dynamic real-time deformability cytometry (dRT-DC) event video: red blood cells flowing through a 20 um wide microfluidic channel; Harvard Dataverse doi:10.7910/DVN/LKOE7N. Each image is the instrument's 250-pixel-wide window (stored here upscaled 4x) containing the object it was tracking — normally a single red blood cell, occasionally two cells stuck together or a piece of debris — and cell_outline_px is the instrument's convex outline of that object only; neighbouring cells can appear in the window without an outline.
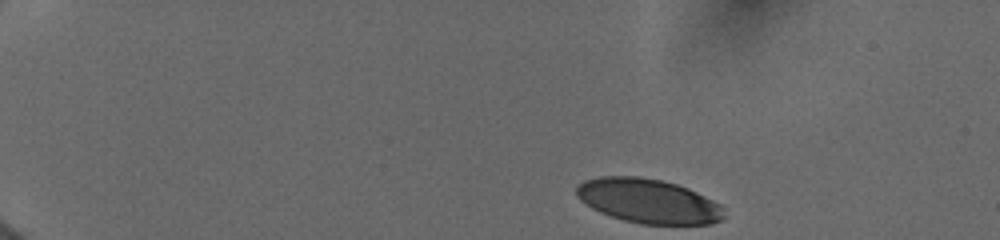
{"species": "human", "species_latin": "Homo sapiens", "temperature_condition": "cold", "stored_images_in_passage": 41, "camera_frame_rate_fps": 3000, "um_per_image_px": 0.085, "donor": {"sex": "female"}, "frame": {"image": 1, "passage_image": 1, "time_ms": 0.0, "image_size_px": [1000, 240], "cell_outline_px": [[724, 216], [720, 220], [712, 224], [640, 224], [624, 220], [600, 212], [592, 208], [580, 200], [576, 196], [576, 188], [584, 180], [600, 176], [636, 176], [660, 180], [676, 184], [688, 188], [720, 204], [724, 208]], "centroid_in_image_um": [55.1, 17.09], "position_along_channel_um": 29.9, "area_um2": 38.03}}
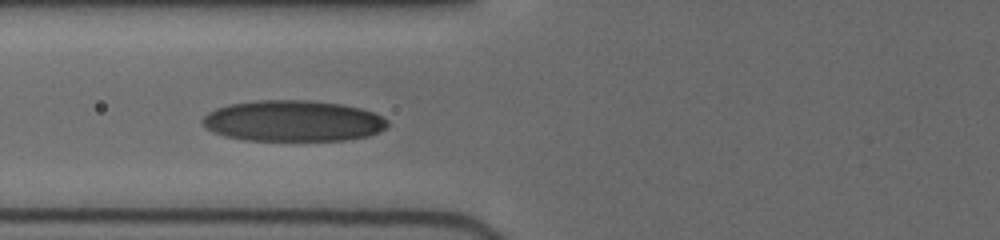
{"frame": {"image": 2, "passage_image": 28, "time_ms": 4.667, "image_size_px": [1000, 240], "cell_outline_px": [[388, 124], [384, 128], [368, 136], [344, 140], [248, 140], [224, 136], [212, 132], [204, 128], [200, 120], [208, 112], [216, 108], [228, 104], [256, 100], [312, 100], [340, 104], [360, 108], [372, 112], [388, 120]], "centroid_in_image_um": [24.84, 10.27], "position_along_channel_um": 101.0, "area_um2": 44.33}}
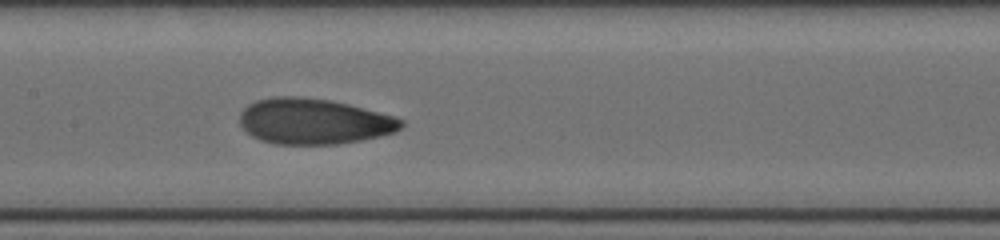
{"frame": {"image": 3, "passage_image": 40, "time_ms": 6.667, "image_size_px": [1000, 240], "cell_outline_px": [[404, 124], [396, 132], [380, 136], [360, 140], [336, 144], [276, 144], [260, 140], [252, 136], [240, 124], [240, 112], [248, 104], [256, 100], [272, 96], [296, 96], [328, 100], [348, 104], [396, 116], [404, 120]], "centroid_in_image_um": [26.68, 10.31], "position_along_channel_um": 180.7, "area_um2": 43.06}}